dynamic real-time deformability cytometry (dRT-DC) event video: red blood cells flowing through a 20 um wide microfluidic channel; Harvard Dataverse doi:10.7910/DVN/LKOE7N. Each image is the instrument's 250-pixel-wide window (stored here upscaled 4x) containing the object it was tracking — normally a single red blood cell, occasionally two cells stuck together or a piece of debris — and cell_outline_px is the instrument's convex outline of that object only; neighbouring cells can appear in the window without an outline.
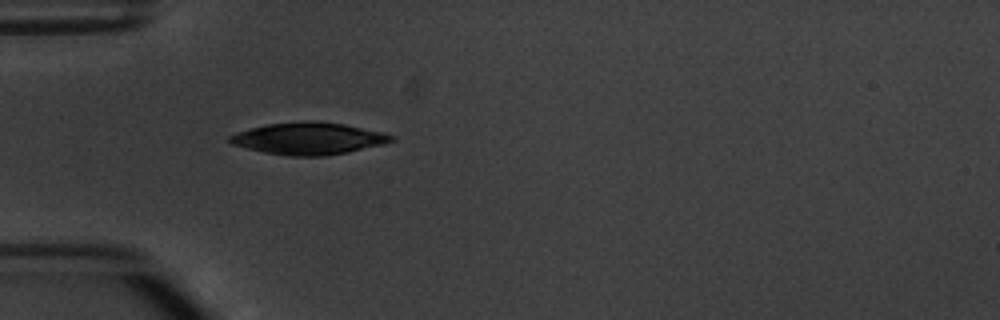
{"species": "common noctule bat (a hibernating species)", "species_latin": "Nyctalus noctula", "temperature_condition": "warm", "stored_images_in_passage": 2, "camera_frame_rate_fps": 3000, "um_per_image_px": 0.085, "animal": {"sex": "male", "body_mass_g": 20.1, "forearm_length_mm": 53.5}, "frame": {"image": 1, "passage_image": 2, "time_ms": 1.333, "image_size_px": [1000, 320], "cell_outline_px": [[396, 140], [384, 144], [348, 152], [324, 156], [288, 156], [264, 152], [232, 144], [228, 140], [228, 136], [236, 132], [268, 124], [308, 120], [312, 120], [344, 124], [384, 132], [396, 136]], "centroid_in_image_um": [26.27, 11.77], "position_along_channel_um": 58.7, "area_um2": 30.23}}